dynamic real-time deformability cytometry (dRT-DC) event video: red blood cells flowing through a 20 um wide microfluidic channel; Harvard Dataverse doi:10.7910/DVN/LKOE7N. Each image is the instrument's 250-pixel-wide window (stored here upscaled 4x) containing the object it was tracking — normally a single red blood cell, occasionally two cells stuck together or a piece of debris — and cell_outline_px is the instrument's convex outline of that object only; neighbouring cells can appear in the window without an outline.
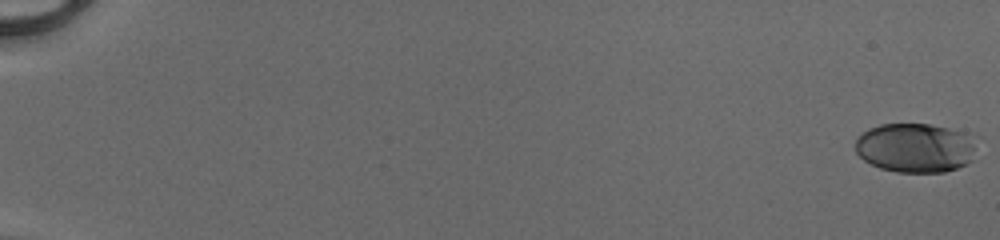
{"species": "human", "species_latin": "Homo sapiens", "temperature_condition": "cold", "stored_images_in_passage": 11, "camera_frame_rate_fps": 3000, "um_per_image_px": 0.085, "donor": {"sex": "male"}, "frame": {"image": 1, "passage_image": 1, "time_ms": 0.0, "image_size_px": [1000, 240], "cell_outline_px": [[980, 136], [972, 160], [956, 168], [944, 172], [896, 172], [880, 168], [864, 160], [856, 152], [856, 140], [868, 128], [880, 124], [928, 124], [948, 128]], "centroid_in_image_um": [77.87, 12.55], "position_along_channel_um": 7.1, "area_um2": 35.26}}